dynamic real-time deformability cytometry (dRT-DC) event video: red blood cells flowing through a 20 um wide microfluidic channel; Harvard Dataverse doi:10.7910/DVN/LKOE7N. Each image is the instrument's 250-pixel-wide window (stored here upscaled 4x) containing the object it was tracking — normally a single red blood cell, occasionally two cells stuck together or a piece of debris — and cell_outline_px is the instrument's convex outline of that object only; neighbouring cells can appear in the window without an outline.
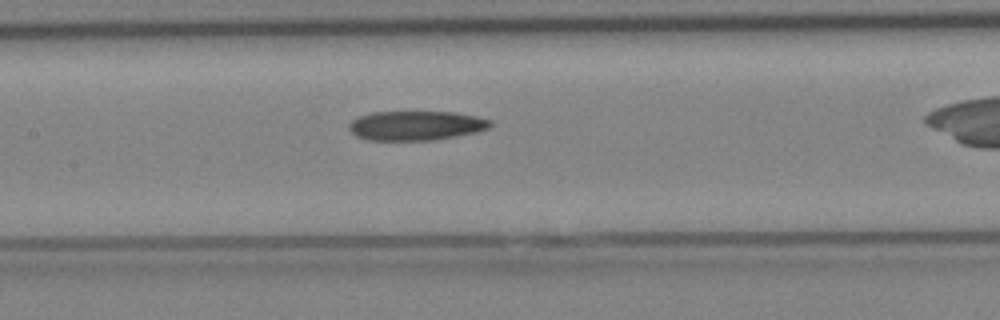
{"species": "Egyptian fruit bat (a non-hibernating species)", "species_latin": "Rousettus aegyptiacus", "temperature_condition": "cold", "stored_images_in_passage": 20, "camera_frame_rate_fps": 3000, "um_per_image_px": 0.085, "animal": {"sex": "female"}, "frame": {"image": 1, "passage_image": 9, "time_ms": 2.667, "image_size_px": [1000, 320], "cell_outline_px": [[492, 128], [476, 132], [456, 136], [432, 140], [368, 140], [356, 136], [348, 128], [348, 124], [352, 120], [360, 116], [372, 112], [456, 112], [476, 116], [492, 120]], "centroid_in_image_um": [35.39, 10.67], "position_along_channel_um": 172.0, "area_um2": 24.33}}
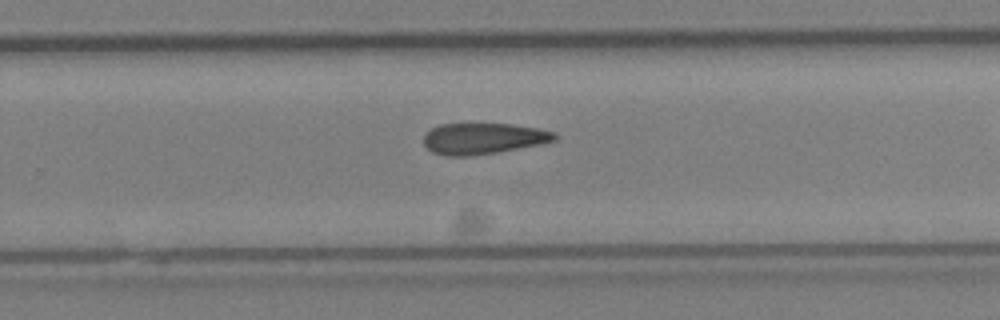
{"frame": {"image": 2, "passage_image": 15, "time_ms": 4.667, "image_size_px": [1000, 320], "cell_outline_px": [[556, 140], [540, 144], [496, 152], [468, 156], [444, 156], [432, 152], [424, 144], [424, 132], [440, 124], [512, 124], [536, 128], [556, 132]], "centroid_in_image_um": [41.04, 11.77], "position_along_channel_um": 288.8, "area_um2": 23.64}}